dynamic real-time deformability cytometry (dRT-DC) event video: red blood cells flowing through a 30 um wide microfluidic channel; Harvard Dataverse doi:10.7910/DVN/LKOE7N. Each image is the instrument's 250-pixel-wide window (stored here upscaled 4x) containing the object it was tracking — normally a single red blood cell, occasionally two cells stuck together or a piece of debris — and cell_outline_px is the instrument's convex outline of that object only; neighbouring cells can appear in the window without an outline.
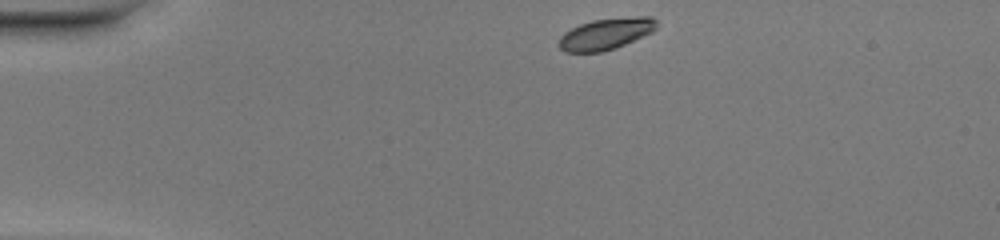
{"species": "common noctule bat (a hibernating species)", "species_latin": "Nyctalus noctula", "temperature_condition": "warm", "stored_images_in_passage": 41, "camera_frame_rate_fps": 3000, "um_per_image_px": 0.085, "animal": {"sex": "female", "body_mass_g": 20.0, "forearm_length_mm": 54.0}, "frame": {"image": 1, "passage_image": 1, "time_ms": 0.0, "image_size_px": [1000, 240], "cell_outline_px": [[656, 28], [652, 32], [616, 48], [600, 52], [564, 52], [556, 44], [560, 36], [564, 32], [580, 24], [592, 20], [636, 16], [652, 16], [656, 20]], "centroid_in_image_um": [51.47, 2.88], "position_along_channel_um": 33.5, "area_um2": 17.98}}
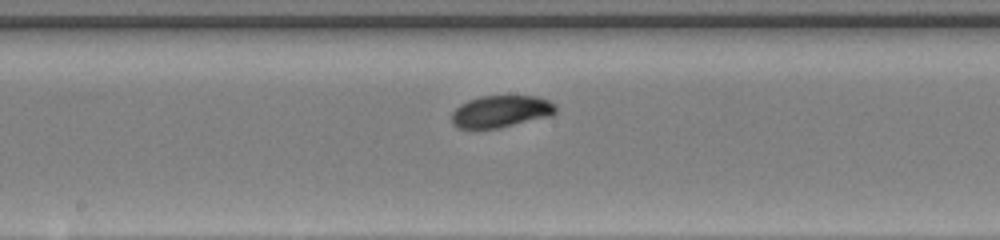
{"frame": {"image": 2, "passage_image": 18, "time_ms": 5.667, "image_size_px": [1000, 240], "cell_outline_px": [[556, 112], [552, 116], [496, 128], [456, 128], [452, 124], [452, 112], [460, 104], [468, 100], [480, 96], [536, 96], [548, 100], [556, 104]], "centroid_in_image_um": [42.58, 9.46], "position_along_channel_um": 205.6, "area_um2": 19.42}}
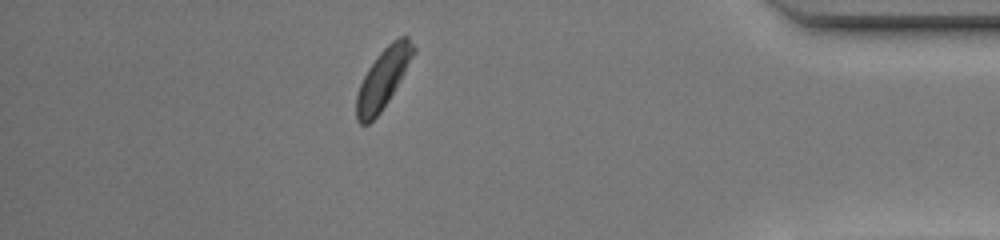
{"frame": {"image": 3, "passage_image": 35, "time_ms": 11.333, "image_size_px": [1000, 240], "cell_outline_px": [[416, 52], [400, 80], [388, 100], [380, 112], [368, 124], [360, 124], [356, 120], [356, 96], [360, 84], [368, 68], [376, 56], [392, 40], [400, 36], [408, 36], [416, 48]], "centroid_in_image_um": [32.56, 6.64], "position_along_channel_um": 402.6, "area_um2": 19.65}, "authors_computed_cell_mechanics": {"area_um2": 19.4208, "velocity_mm_per_s": 4.1175, "shape_relaxation_time_tau1_ms": 2.7115, "shape_relaxation_time_tau2_ms": null, "deformation_change_tau1": 0.1135, "deformation_change_tau2": null}}